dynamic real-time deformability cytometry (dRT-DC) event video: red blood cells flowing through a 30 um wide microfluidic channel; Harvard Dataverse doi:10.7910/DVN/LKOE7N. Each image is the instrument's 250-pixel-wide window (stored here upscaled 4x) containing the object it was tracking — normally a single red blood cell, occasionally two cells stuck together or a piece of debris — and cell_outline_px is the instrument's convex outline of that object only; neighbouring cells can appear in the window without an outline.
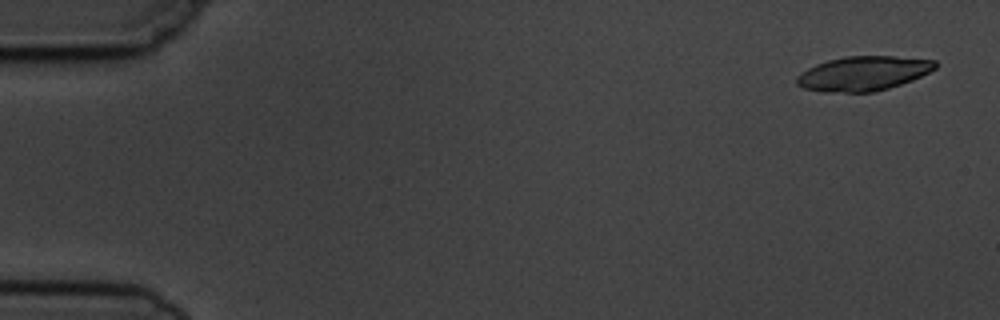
{"species": "common noctule bat (a hibernating species)", "species_latin": "Nyctalus noctula", "temperature_condition": "cold", "stored_images_in_passage": 5, "camera_frame_rate_fps": 3000, "um_per_image_px": 0.085, "animal": {"sex": "male", "body_mass_g": 19.5, "forearm_length_mm": 54.6}, "frame": {"image": 1, "passage_image": 1, "time_ms": 0.0, "image_size_px": [1000, 320], "cell_outline_px": [[936, 68], [912, 80], [876, 92], [824, 92], [804, 88], [796, 84], [796, 76], [800, 72], [816, 64], [828, 60], [844, 56], [892, 56], [936, 60]], "centroid_in_image_um": [73.35, 6.24], "position_along_channel_um": 11.7, "area_um2": 27.8}}